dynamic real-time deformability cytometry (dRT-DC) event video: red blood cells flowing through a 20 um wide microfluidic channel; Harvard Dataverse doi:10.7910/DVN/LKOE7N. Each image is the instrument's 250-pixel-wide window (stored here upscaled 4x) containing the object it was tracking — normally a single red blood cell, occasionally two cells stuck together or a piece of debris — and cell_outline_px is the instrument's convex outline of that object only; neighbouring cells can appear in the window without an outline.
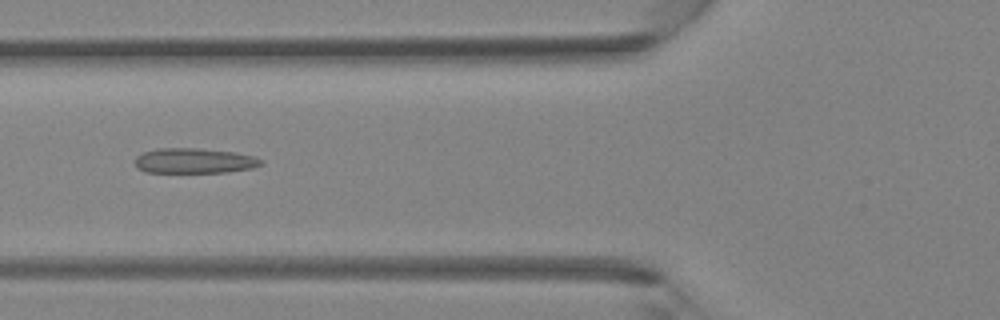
{"species": "Egyptian fruit bat (a non-hibernating species)", "species_latin": "Rousettus aegyptiacus", "temperature_condition": "room temperature", "stored_images_in_passage": 27, "camera_frame_rate_fps": 3000, "um_per_image_px": 0.085, "animal": {"sex": "female"}, "frame": {"image": 1, "passage_image": 6, "time_ms": 1.667, "image_size_px": [1000, 320], "cell_outline_px": [[264, 164], [252, 168], [228, 172], [144, 172], [136, 168], [136, 156], [140, 152], [156, 148], [196, 148], [236, 152], [252, 156], [264, 160]], "centroid_in_image_um": [16.5, 13.66], "position_along_channel_um": 109.3, "area_um2": 18.67}}
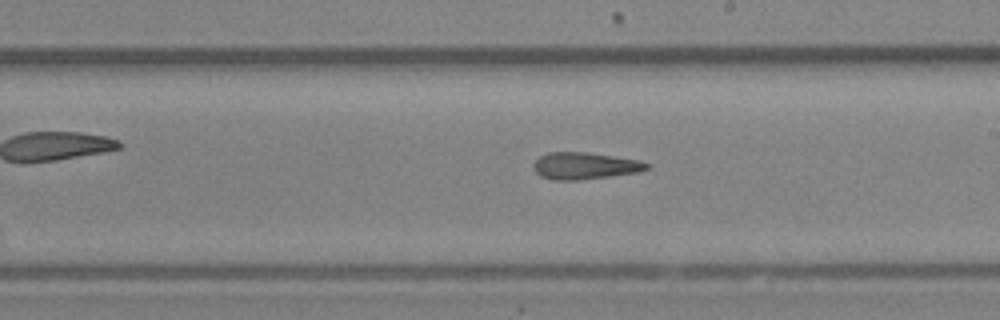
{"frame": {"image": 2, "passage_image": 14, "time_ms": 4.333, "image_size_px": [1000, 320], "cell_outline_px": [[652, 164], [648, 168], [640, 172], [576, 180], [552, 180], [540, 176], [532, 168], [532, 164], [540, 156], [548, 152], [588, 152], [640, 160]], "centroid_in_image_um": [49.7, 14.09], "position_along_channel_um": 239.3, "area_um2": 17.86}}
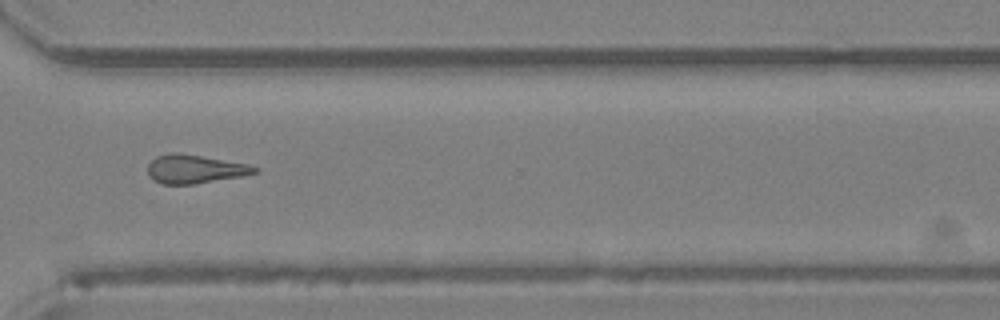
{"frame": {"image": 3, "passage_image": 21, "time_ms": 6.667, "image_size_px": [1000, 320], "cell_outline_px": [[260, 172], [244, 176], [192, 184], [164, 184], [152, 180], [148, 176], [148, 164], [156, 156], [172, 152], [176, 152], [248, 164], [260, 168]], "centroid_in_image_um": [16.57, 14.37], "position_along_channel_um": 354.0, "area_um2": 17.86}}